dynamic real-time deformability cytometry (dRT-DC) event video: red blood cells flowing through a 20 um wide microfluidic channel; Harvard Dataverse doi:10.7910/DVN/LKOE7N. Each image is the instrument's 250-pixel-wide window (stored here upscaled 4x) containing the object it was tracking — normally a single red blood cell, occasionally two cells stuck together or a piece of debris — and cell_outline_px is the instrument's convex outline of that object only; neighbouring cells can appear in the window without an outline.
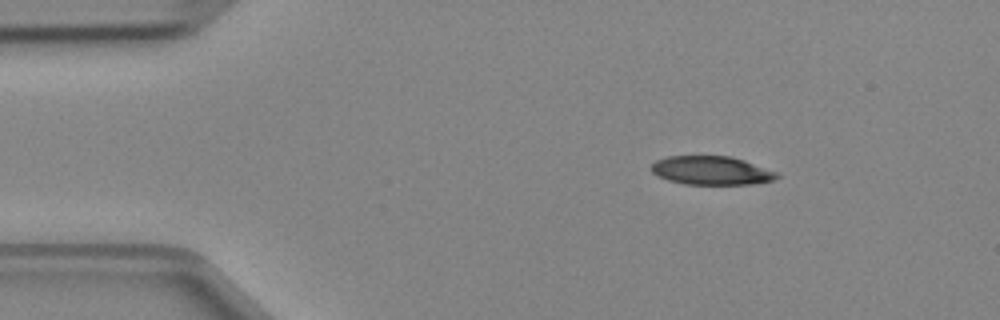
{"species": "Egyptian fruit bat (a non-hibernating species)", "species_latin": "Rousettus aegyptiacus", "temperature_condition": "cold", "stored_images_in_passage": 4, "segment_of_instrument_passage": [1, 2], "camera_frame_rate_fps": 3000, "um_per_image_px": 0.085, "animal": {"sex": "female"}, "frame": {"image": 1, "passage_image": 1, "time_ms": 0.0, "image_size_px": [1000, 320], "cell_outline_px": [[780, 176], [772, 180], [752, 184], [684, 184], [668, 180], [652, 172], [648, 168], [656, 160], [668, 156], [728, 156], [744, 160], [780, 172]], "centroid_in_image_um": [60.48, 14.49], "position_along_channel_um": 24.5, "area_um2": 21.04}}